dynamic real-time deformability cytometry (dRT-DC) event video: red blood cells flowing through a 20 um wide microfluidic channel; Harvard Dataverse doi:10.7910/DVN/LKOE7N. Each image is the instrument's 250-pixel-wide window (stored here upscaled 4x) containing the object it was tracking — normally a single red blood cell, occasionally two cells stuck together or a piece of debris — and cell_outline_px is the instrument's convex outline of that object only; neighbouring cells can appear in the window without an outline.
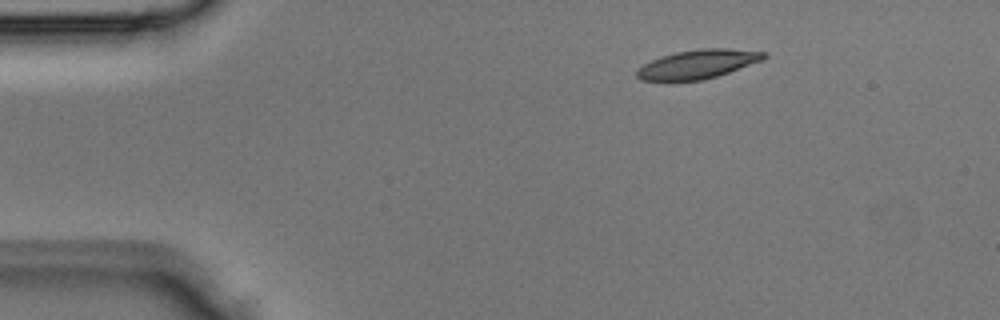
{"species": "Egyptian fruit bat (a non-hibernating species)", "species_latin": "Rousettus aegyptiacus", "temperature_condition": "room temperature", "stored_images_in_passage": 3, "camera_frame_rate_fps": 3000, "um_per_image_px": 0.085, "animal": {"sex": "male"}, "frame": {"image": 1, "passage_image": 3, "time_ms": 0.667, "image_size_px": [1000, 320], "cell_outline_px": [[768, 56], [764, 60], [704, 80], [640, 80], [636, 76], [636, 68], [660, 56], [676, 52], [700, 48], [728, 48], [768, 52]], "centroid_in_image_um": [59.34, 5.44], "position_along_channel_um": 25.7, "area_um2": 21.44}}